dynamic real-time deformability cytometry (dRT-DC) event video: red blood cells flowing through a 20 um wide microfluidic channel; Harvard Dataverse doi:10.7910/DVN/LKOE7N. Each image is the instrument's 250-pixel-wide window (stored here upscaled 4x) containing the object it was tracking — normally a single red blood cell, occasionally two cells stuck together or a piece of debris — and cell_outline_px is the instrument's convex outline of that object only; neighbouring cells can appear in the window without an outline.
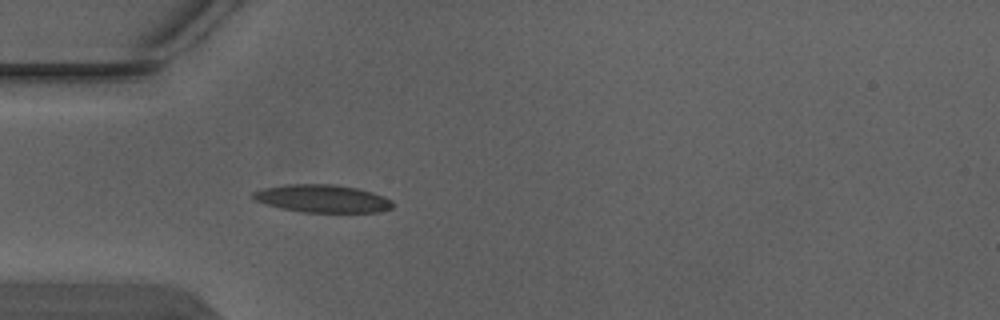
{"species": "Egyptian fruit bat (a non-hibernating species)", "species_latin": "Rousettus aegyptiacus", "temperature_condition": "warm", "stored_images_in_passage": 5, "camera_frame_rate_fps": 3000, "um_per_image_px": 0.085, "animal": {"sex": "male"}, "frame": {"image": 1, "passage_image": 5, "time_ms": 1.333, "image_size_px": [1000, 320], "cell_outline_px": [[392, 208], [380, 212], [300, 212], [280, 208], [256, 200], [248, 196], [252, 192], [264, 188], [284, 184], [336, 184], [356, 188], [372, 192], [384, 196], [392, 200]], "centroid_in_image_um": [27.39, 16.87], "position_along_channel_um": 57.6, "area_um2": 22.72}}